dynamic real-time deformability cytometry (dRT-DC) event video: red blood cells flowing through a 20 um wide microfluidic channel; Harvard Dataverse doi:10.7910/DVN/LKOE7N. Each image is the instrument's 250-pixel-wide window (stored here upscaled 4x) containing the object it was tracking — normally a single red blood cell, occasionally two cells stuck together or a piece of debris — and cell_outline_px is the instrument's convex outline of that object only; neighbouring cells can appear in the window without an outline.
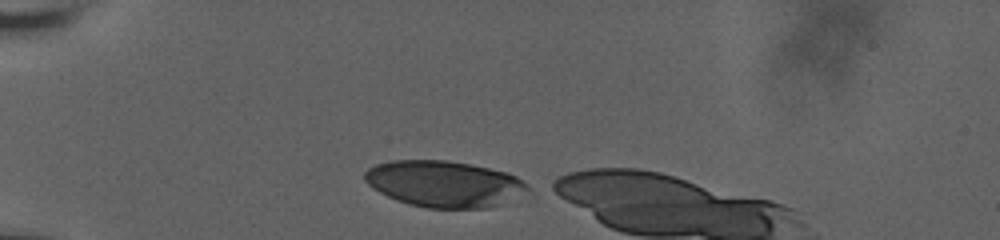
{"species": "human", "species_latin": "Homo sapiens", "temperature_condition": "room temperature", "stored_images_in_passage": 33, "camera_frame_rate_fps": 3000, "um_per_image_px": 0.085, "donor": {"sex": "male"}, "frame": {"image": 1, "passage_image": 1, "time_ms": 0.0, "image_size_px": [1000, 240], "cell_outline_px": [[532, 192], [488, 208], [428, 208], [408, 204], [396, 200], [372, 188], [364, 180], [364, 172], [368, 168], [376, 164], [392, 160], [448, 160], [472, 164], [508, 172], [516, 176], [528, 184]], "centroid_in_image_um": [37.79, 15.62], "position_along_channel_um": 47.2, "area_um2": 44.45}}
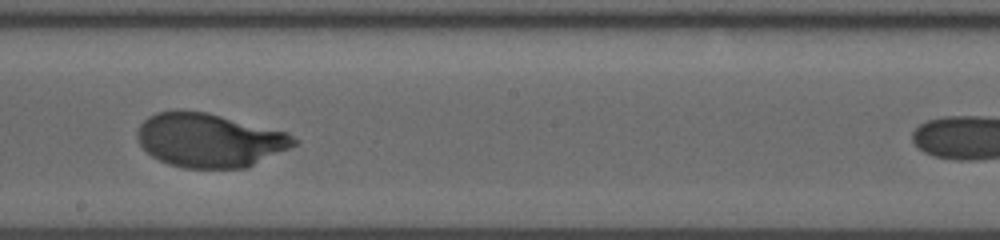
{"frame": {"image": 2, "passage_image": 19, "time_ms": 6.0, "image_size_px": [1000, 240], "cell_outline_px": [[300, 140], [296, 144], [248, 168], [184, 168], [168, 164], [152, 156], [136, 140], [136, 132], [140, 124], [148, 116], [156, 112], [180, 108], [208, 112], [288, 132]], "centroid_in_image_um": [17.78, 11.89], "position_along_channel_um": 230.4, "area_um2": 49.82}}
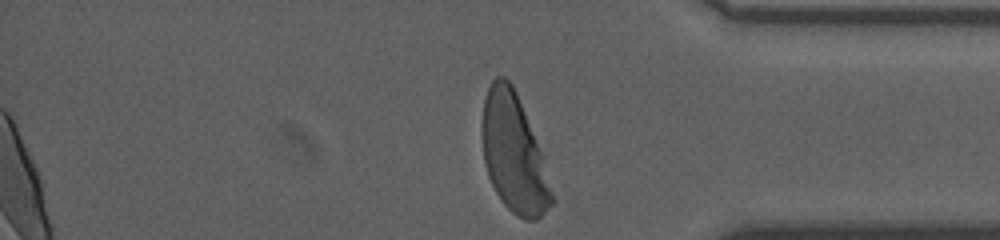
{"frame": {"image": 3, "passage_image": 33, "time_ms": 10.667, "image_size_px": [1000, 240], "cell_outline_px": [[556, 200], [536, 220], [524, 220], [516, 216], [504, 204], [496, 192], [488, 176], [484, 164], [480, 132], [480, 124], [484, 100], [488, 88], [492, 80], [496, 76], [504, 76], [512, 84], [516, 92], [544, 156]], "centroid_in_image_um": [43.67, 13.04], "position_along_channel_um": 391.5, "area_um2": 48.78}, "authors_computed_cell_mechanics": {"area_um2": 49.1878, "velocity_mm_per_s": 3.6807, "shape_relaxation_time_tau1_ms": 3.1678, "shape_relaxation_time_tau2_ms": null, "deformation_change_tau1": 0.1895, "deformation_change_tau2": null}}